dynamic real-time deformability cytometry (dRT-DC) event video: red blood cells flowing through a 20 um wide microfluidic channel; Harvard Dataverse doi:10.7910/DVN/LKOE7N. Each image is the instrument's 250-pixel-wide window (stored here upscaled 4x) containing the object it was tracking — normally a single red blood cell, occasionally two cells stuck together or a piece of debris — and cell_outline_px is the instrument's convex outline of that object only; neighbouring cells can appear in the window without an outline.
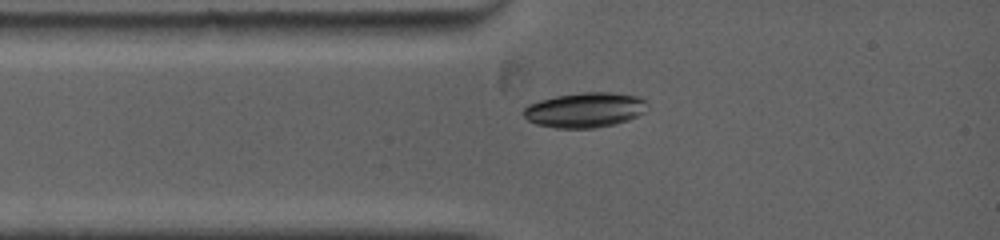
{"species": "common noctule bat (a hibernating species)", "species_latin": "Nyctalus noctula", "temperature_condition": "warm", "stored_images_in_passage": 4, "camera_frame_rate_fps": 5000, "um_per_image_px": 0.085, "animal": {"sex": "female", "body_mass_g": 19.0, "forearm_length_mm": 53.3}, "frame": {"image": 1, "passage_image": 1, "time_ms": 0.0, "image_size_px": [1000, 240], "cell_outline_px": [[648, 104], [644, 112], [628, 120], [616, 124], [596, 128], [556, 128], [536, 124], [528, 120], [524, 116], [524, 108], [528, 104], [540, 100], [556, 96], [584, 92], [612, 92], [636, 96], [644, 100]], "centroid_in_image_um": [49.72, 9.35], "position_along_channel_um": 35.3, "area_um2": 25.2}}
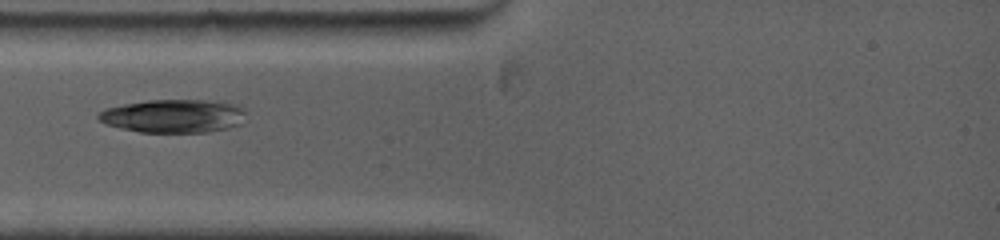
{"frame": {"image": 2, "passage_image": 3, "time_ms": 1.0, "image_size_px": [1000, 240], "cell_outline_px": [[244, 112], [240, 124], [228, 128], [204, 132], [140, 132], [120, 128], [108, 124], [100, 120], [96, 116], [104, 108], [124, 104], [148, 100], [204, 100], [240, 104], [244, 108]], "centroid_in_image_um": [14.74, 9.85], "position_along_channel_um": 70.3, "area_um2": 28.55}}